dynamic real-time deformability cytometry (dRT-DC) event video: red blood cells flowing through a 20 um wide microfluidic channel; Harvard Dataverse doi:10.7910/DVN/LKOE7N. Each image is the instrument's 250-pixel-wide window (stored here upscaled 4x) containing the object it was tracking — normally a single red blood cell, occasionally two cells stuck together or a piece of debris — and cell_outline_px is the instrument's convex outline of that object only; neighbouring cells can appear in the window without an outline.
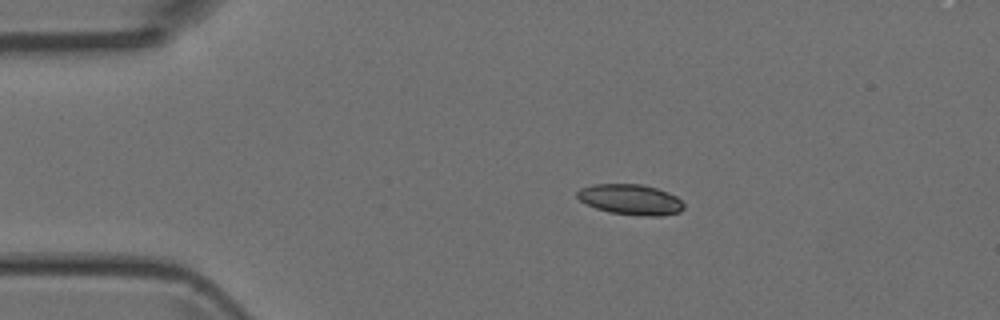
{"species": "Egyptian fruit bat (a non-hibernating species)", "species_latin": "Rousettus aegyptiacus", "temperature_condition": "room temperature", "stored_images_in_passage": 6, "camera_frame_rate_fps": 3000, "um_per_image_px": 0.085, "animal": {"sex": "female"}, "frame": {"image": 1, "passage_image": 2, "time_ms": 1.333, "image_size_px": [1000, 320], "cell_outline_px": [[684, 208], [680, 212], [664, 216], [648, 216], [608, 212], [596, 208], [580, 200], [576, 196], [576, 192], [580, 188], [592, 184], [644, 184], [668, 192], [676, 196], [684, 204]], "centroid_in_image_um": [53.61, 16.95], "position_along_channel_um": 31.4, "area_um2": 19.02}}
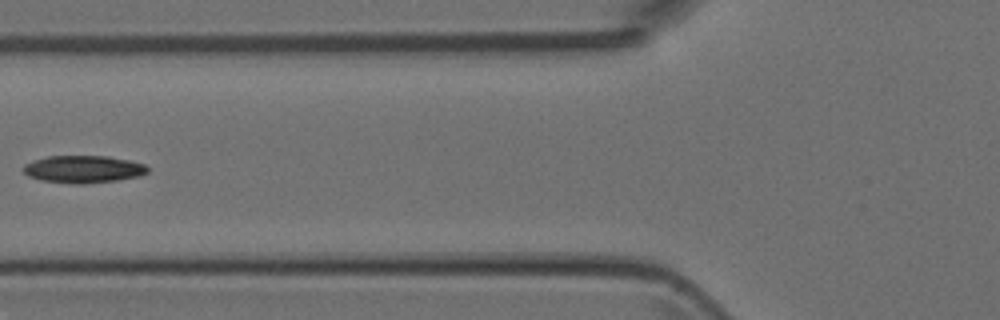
{"frame": {"image": 2, "passage_image": 5, "time_ms": 4.667, "image_size_px": [1000, 320], "cell_outline_px": [[148, 172], [140, 176], [120, 180], [84, 184], [76, 184], [40, 180], [28, 176], [20, 168], [24, 164], [32, 160], [48, 156], [108, 156], [128, 160], [144, 164], [148, 168]], "centroid_in_image_um": [7.05, 14.38], "position_along_channel_um": 118.7, "area_um2": 20.06}}
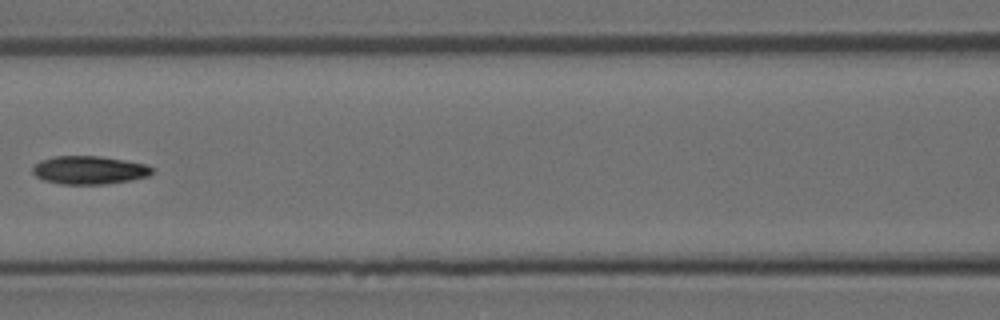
{"frame": {"image": 3, "passage_image": 6, "time_ms": 5.667, "image_size_px": [1000, 320], "cell_outline_px": [[152, 172], [148, 176], [128, 180], [104, 184], [60, 184], [44, 180], [36, 176], [32, 172], [32, 168], [40, 160], [56, 156], [100, 156], [148, 164], [152, 168]], "centroid_in_image_um": [7.57, 14.45], "position_along_channel_um": 159.0, "area_um2": 19.54}}